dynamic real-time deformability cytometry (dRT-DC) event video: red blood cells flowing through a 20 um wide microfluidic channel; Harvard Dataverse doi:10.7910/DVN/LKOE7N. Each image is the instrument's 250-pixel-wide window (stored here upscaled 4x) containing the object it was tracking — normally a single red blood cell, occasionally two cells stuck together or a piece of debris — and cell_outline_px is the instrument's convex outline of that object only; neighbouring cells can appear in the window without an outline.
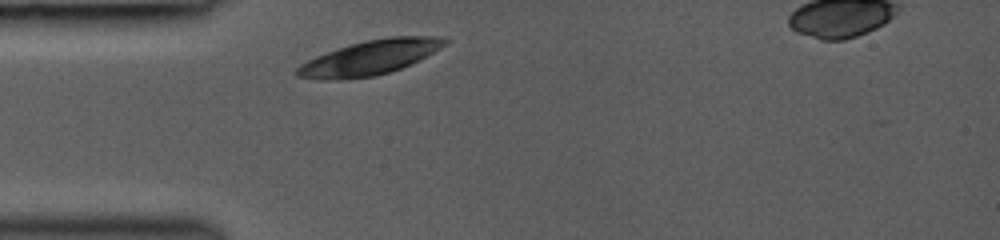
{"species": "common noctule bat (a hibernating species)", "species_latin": "Nyctalus noctula", "temperature_condition": "room temperature", "stored_images_in_passage": 29, "camera_frame_rate_fps": 3000, "um_per_image_px": 0.085, "animal": {"sex": "female", "body_mass_g": 19.0, "forearm_length_mm": 53.3}, "frame": {"image": 1, "passage_image": 1, "time_ms": 0.0, "image_size_px": [1000, 240], "cell_outline_px": [[448, 40], [440, 48], [420, 60], [412, 64], [376, 76], [340, 80], [324, 80], [296, 76], [296, 68], [300, 64], [316, 56], [364, 40], [388, 36], [444, 36]], "centroid_in_image_um": [31.45, 4.9], "position_along_channel_um": 53.5, "area_um2": 29.71}}
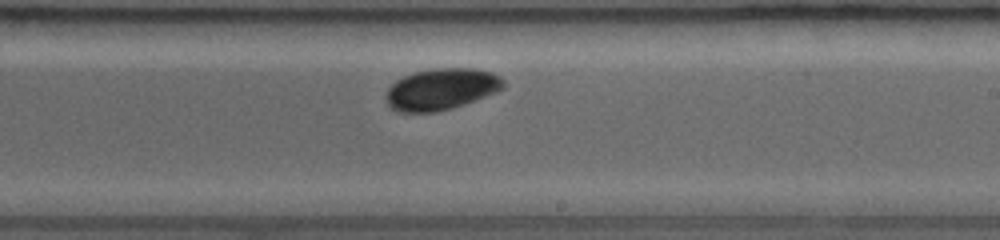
{"frame": {"image": 2, "passage_image": 16, "time_ms": 5.0, "image_size_px": [1000, 240], "cell_outline_px": [[504, 88], [496, 92], [464, 104], [452, 108], [436, 112], [396, 112], [388, 104], [388, 88], [396, 80], [412, 72], [432, 68], [476, 68], [492, 72], [500, 76], [504, 80]], "centroid_in_image_um": [37.54, 7.56], "position_along_channel_um": 251.5, "area_um2": 28.38}}
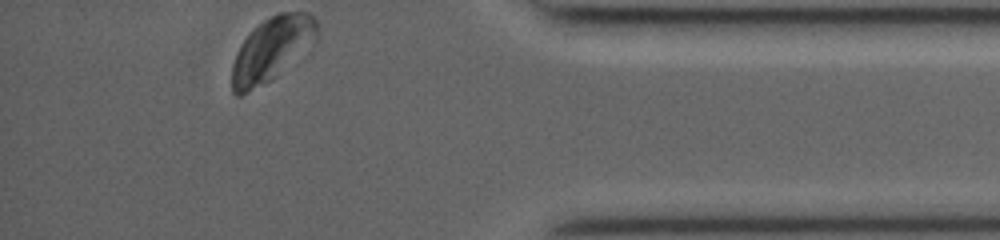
{"frame": {"image": 3, "passage_image": 29, "time_ms": 9.333, "image_size_px": [1000, 240], "cell_outline_px": [[316, 40], [312, 48], [308, 52], [276, 76], [240, 96], [236, 96], [232, 92], [232, 64], [236, 52], [240, 44], [264, 20], [280, 12], [308, 12], [316, 20]], "centroid_in_image_um": [23.13, 4.2], "position_along_channel_um": 412.1, "area_um2": 31.56}, "authors_computed_cell_mechanics": {"area_um2": 29.767, "velocity_mm_per_s": 4.1101, "shape_relaxation_time_tau1_ms": 2.3664, "shape_relaxation_time_tau2_ms": 1.548, "deformation_change_tau1": 0.1988, "deformation_change_tau2": 0.0315}}